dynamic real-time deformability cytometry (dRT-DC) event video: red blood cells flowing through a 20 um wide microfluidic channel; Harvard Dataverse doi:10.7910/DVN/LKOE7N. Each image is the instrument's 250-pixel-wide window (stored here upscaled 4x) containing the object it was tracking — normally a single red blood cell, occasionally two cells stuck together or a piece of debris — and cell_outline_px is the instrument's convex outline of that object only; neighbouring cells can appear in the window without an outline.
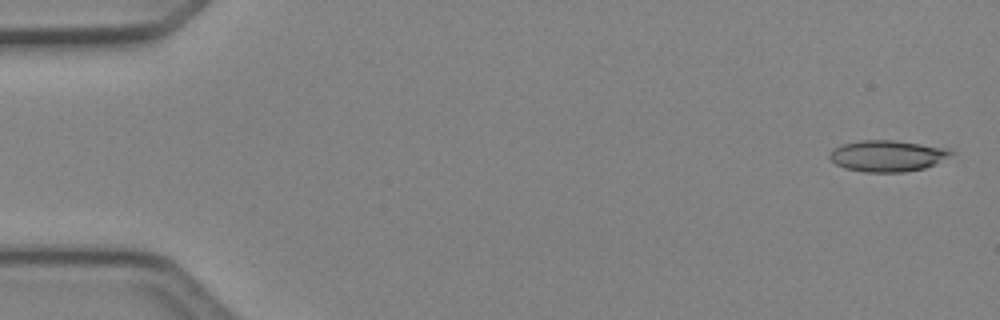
{"species": "Egyptian fruit bat (a non-hibernating species)", "species_latin": "Rousettus aegyptiacus", "temperature_condition": "cold", "stored_images_in_passage": 49, "camera_frame_rate_fps": 3000, "um_per_image_px": 0.085, "animal": {"sex": "female"}, "frame": {"image": 1, "passage_image": 2, "time_ms": 0.333, "image_size_px": [1000, 320], "cell_outline_px": [[956, 152], [936, 164], [924, 168], [904, 172], [864, 172], [844, 168], [836, 164], [828, 156], [836, 148], [844, 144], [860, 140], [892, 140], [920, 144], [944, 148]], "centroid_in_image_um": [75.44, 13.26], "position_along_channel_um": 9.6, "area_um2": 21.85}}
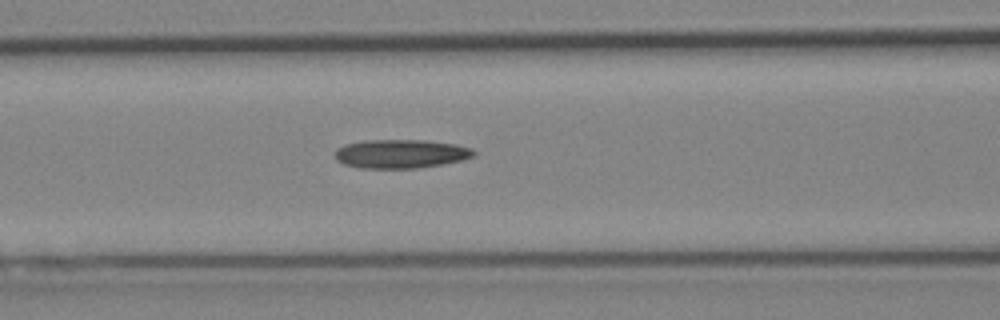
{"frame": {"image": 2, "passage_image": 21, "time_ms": 6.667, "image_size_px": [1000, 320], "cell_outline_px": [[476, 156], [464, 160], [416, 168], [360, 168], [344, 164], [336, 160], [336, 148], [344, 144], [364, 140], [428, 140], [456, 144], [472, 148], [476, 152]], "centroid_in_image_um": [34.09, 13.06], "position_along_channel_um": 132.5, "area_um2": 23.47}}
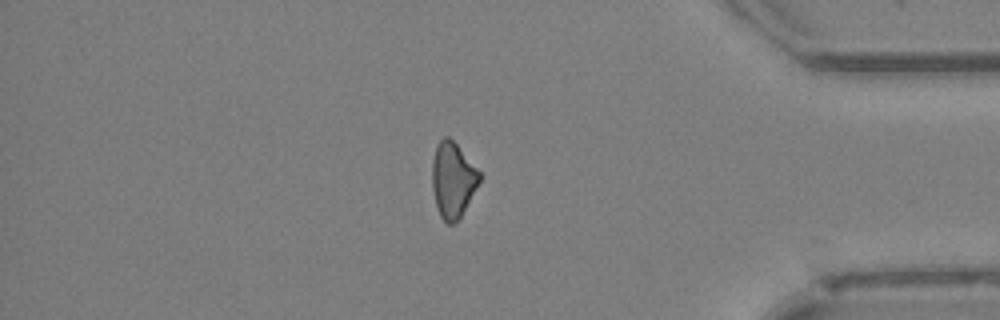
{"frame": {"image": 3, "passage_image": 42, "time_ms": 13.667, "image_size_px": [1000, 320], "cell_outline_px": [[480, 180], [460, 216], [452, 224], [448, 224], [440, 216], [436, 204], [432, 188], [432, 160], [436, 144], [444, 136], [448, 136], [456, 144], [480, 172]], "centroid_in_image_um": [38.45, 15.25], "position_along_channel_um": 396.7, "area_um2": 20.35}}